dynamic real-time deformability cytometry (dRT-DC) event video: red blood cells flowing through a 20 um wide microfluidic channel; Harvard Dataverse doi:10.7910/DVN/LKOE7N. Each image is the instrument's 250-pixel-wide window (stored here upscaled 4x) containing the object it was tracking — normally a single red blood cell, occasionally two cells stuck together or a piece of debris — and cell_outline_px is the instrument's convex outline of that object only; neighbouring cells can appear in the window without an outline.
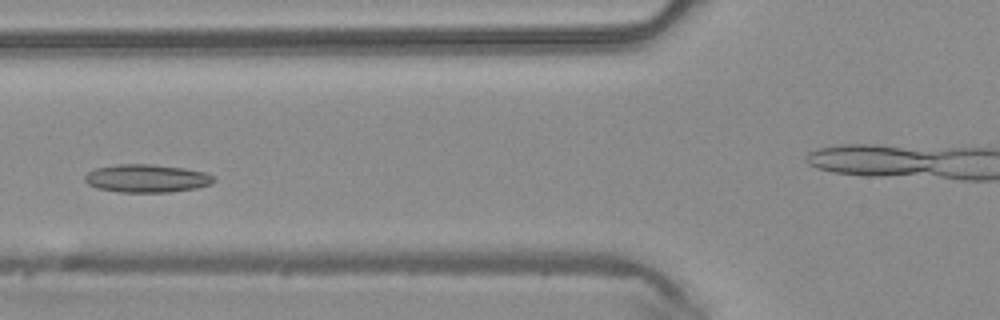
{"species": "common noctule bat (a hibernating species)", "species_latin": "Nyctalus noctula", "temperature_condition": "warm", "stored_images_in_passage": 9, "camera_frame_rate_fps": 3000, "um_per_image_px": 0.085, "animal": {"sex": "male", "body_mass_g": 20.4}, "frame": {"image": 1, "passage_image": 6, "time_ms": 1.667, "image_size_px": [1000, 320], "cell_outline_px": [[216, 180], [212, 184], [196, 188], [168, 192], [120, 192], [96, 188], [88, 184], [84, 180], [84, 176], [88, 172], [96, 168], [116, 164], [152, 164], [184, 168], [208, 172], [216, 176]], "centroid_in_image_um": [12.51, 15.16], "position_along_channel_um": 113.3, "area_um2": 21.33}}